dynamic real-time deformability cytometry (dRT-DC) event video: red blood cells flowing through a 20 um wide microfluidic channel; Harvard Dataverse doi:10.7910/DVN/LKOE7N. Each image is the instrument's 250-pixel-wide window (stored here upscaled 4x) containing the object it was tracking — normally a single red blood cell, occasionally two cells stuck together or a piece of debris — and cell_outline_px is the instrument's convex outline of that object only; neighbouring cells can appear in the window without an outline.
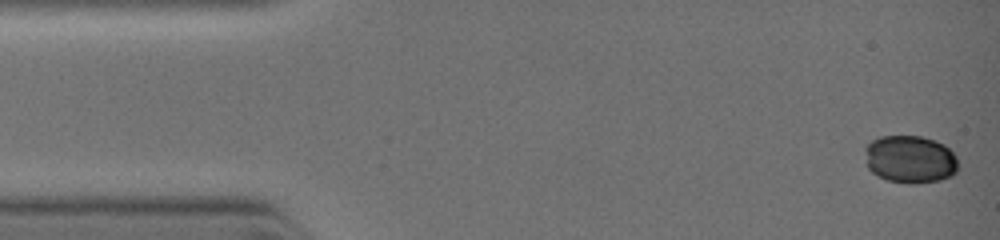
{"species": "common noctule bat (a hibernating species)", "species_latin": "Nyctalus noctula", "temperature_condition": "warm", "stored_images_in_passage": 19, "camera_frame_rate_fps": 3000, "um_per_image_px": 0.085, "animal": {"sex": "female", "body_mass_g": 19.0, "forearm_length_mm": 51.5}, "frame": {"image": 1, "passage_image": 1, "time_ms": 0.0, "image_size_px": [1000, 240], "cell_outline_px": [[956, 172], [940, 180], [916, 184], [908, 184], [888, 180], [872, 172], [868, 168], [864, 148], [872, 140], [880, 136], [920, 136], [936, 140], [944, 144], [956, 156]], "centroid_in_image_um": [77.34, 13.53], "position_along_channel_um": 7.7, "area_um2": 25.89}}
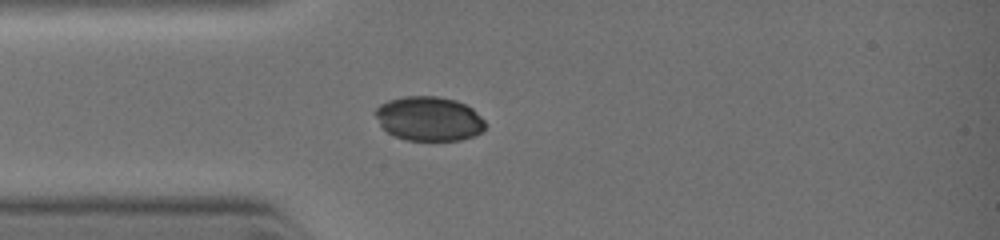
{"frame": {"image": 2, "passage_image": 16, "time_ms": 2.667, "image_size_px": [1000, 240], "cell_outline_px": [[484, 128], [480, 132], [472, 136], [460, 140], [404, 140], [388, 132], [380, 124], [372, 112], [380, 104], [388, 100], [404, 96], [436, 96], [456, 100], [472, 108], [484, 120]], "centroid_in_image_um": [36.42, 10.08], "position_along_channel_um": 48.6, "area_um2": 28.32}}